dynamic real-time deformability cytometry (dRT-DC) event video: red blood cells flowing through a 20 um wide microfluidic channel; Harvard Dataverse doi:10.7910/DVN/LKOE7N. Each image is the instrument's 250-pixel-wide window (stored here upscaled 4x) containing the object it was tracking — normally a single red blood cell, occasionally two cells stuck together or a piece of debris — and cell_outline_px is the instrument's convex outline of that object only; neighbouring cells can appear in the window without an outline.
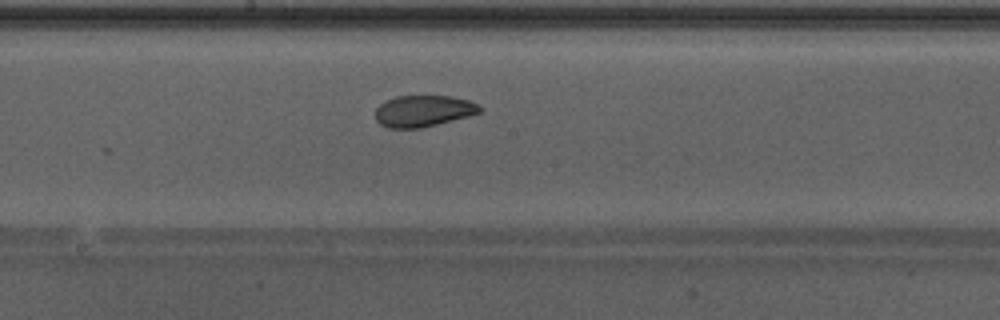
{"species": "Egyptian fruit bat (a non-hibernating species)", "species_latin": "Rousettus aegyptiacus", "temperature_condition": "warm", "stored_images_in_passage": 39, "camera_frame_rate_fps": 3000, "um_per_image_px": 0.085, "animal": {"sex": "male"}, "frame": {"image": 1, "passage_image": 17, "time_ms": 5.333, "image_size_px": [1000, 320], "cell_outline_px": [[484, 108], [480, 112], [472, 116], [420, 128], [388, 128], [380, 124], [376, 120], [376, 108], [380, 104], [396, 96], [452, 96], [468, 100]], "centroid_in_image_um": [36.01, 9.44], "position_along_channel_um": 212.2, "area_um2": 19.19}, "authors_computed_cell_mechanics": {"area_um2": 20.7502, "velocity_mm_per_s": 4.2878, "shape_relaxation_time_tau1_ms": 4.145, "shape_relaxation_time_tau2_ms": 1.8689, "deformation_change_tau1": 0.1263, "deformation_change_tau2": 0.0641}}